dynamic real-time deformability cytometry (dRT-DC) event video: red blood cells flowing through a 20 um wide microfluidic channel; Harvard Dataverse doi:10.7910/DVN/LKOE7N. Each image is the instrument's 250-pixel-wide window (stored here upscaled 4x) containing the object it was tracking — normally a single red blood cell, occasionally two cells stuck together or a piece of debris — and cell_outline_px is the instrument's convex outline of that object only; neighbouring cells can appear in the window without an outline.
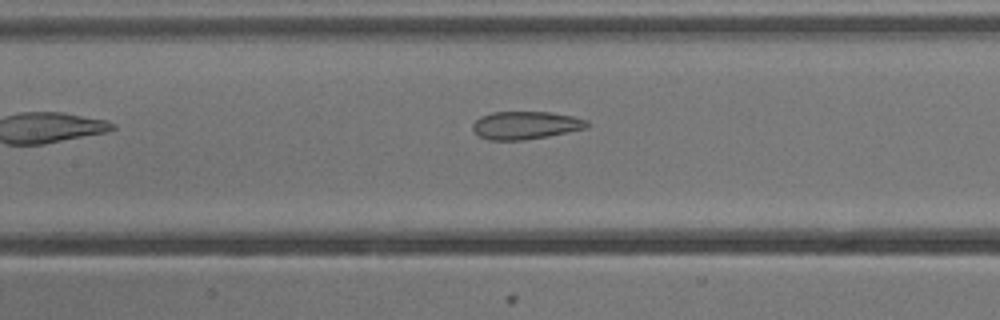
{"species": "common noctule bat (a hibernating species)", "species_latin": "Nyctalus noctula", "temperature_condition": "cold", "stored_images_in_passage": 21, "camera_frame_rate_fps": 3000, "um_per_image_px": 0.085, "animal": {"sex": "male", "body_mass_g": 13.3}, "frame": {"image": 1, "passage_image": 10, "time_ms": 3.0, "image_size_px": [1000, 320], "cell_outline_px": [[588, 128], [548, 136], [524, 140], [488, 140], [480, 136], [472, 128], [472, 124], [480, 116], [492, 112], [548, 112], [572, 116], [588, 120]], "centroid_in_image_um": [44.67, 10.65], "position_along_channel_um": 162.7, "area_um2": 18.55}}
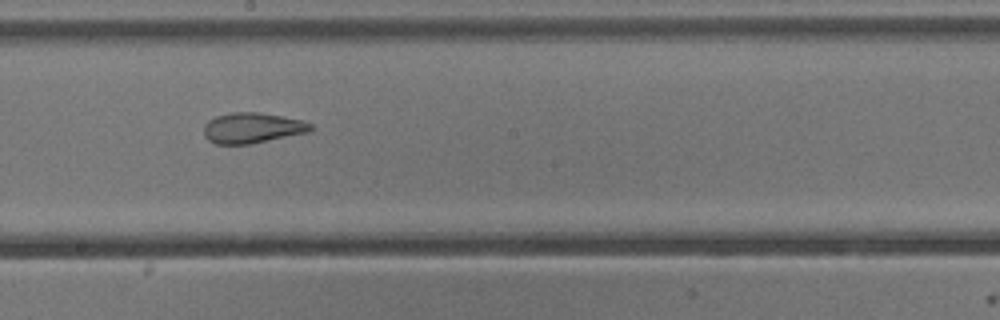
{"frame": {"image": 2, "passage_image": 15, "time_ms": 4.667, "image_size_px": [1000, 320], "cell_outline_px": [[316, 128], [308, 132], [248, 144], [216, 144], [208, 140], [204, 136], [204, 124], [208, 120], [216, 116], [232, 112], [256, 112], [304, 120], [312, 124]], "centroid_in_image_um": [21.44, 10.87], "position_along_channel_um": 226.8, "area_um2": 18.96}}